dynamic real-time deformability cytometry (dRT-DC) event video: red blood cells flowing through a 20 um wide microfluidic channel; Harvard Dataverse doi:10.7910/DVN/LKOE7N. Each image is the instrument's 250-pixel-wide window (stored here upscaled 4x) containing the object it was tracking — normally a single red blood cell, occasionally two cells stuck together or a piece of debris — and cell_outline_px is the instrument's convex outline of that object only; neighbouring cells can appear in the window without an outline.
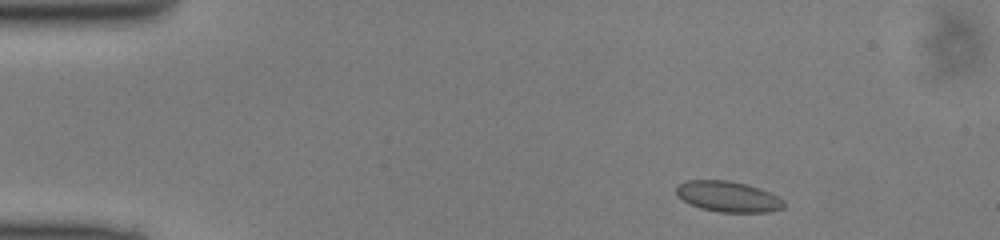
{"species": "common noctule bat (a hibernating species)", "species_latin": "Nyctalus noctula", "temperature_condition": "cold", "stored_images_in_passage": 44, "camera_frame_rate_fps": 3000, "um_per_image_px": 0.085, "animal": {"sex": "male", "body_mass_g": 13.0, "forearm_length_mm": 53.1}, "frame": {"image": 1, "passage_image": 2, "time_ms": 0.333, "image_size_px": [1000, 240], "cell_outline_px": [[784, 208], [768, 212], [720, 212], [700, 208], [684, 200], [676, 192], [676, 188], [680, 184], [688, 180], [728, 180], [744, 184], [768, 192], [784, 200]], "centroid_in_image_um": [61.9, 16.72], "position_along_channel_um": 23.1, "area_um2": 18.84}}
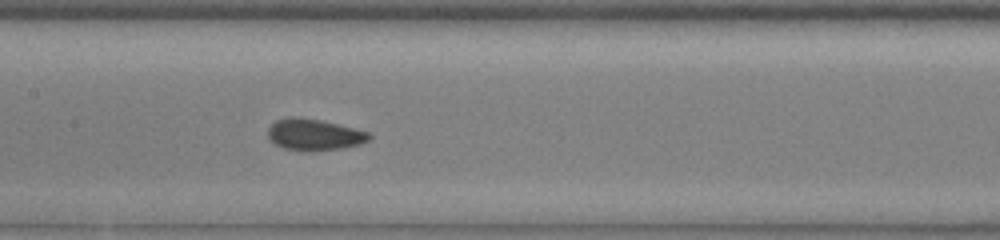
{"frame": {"image": 2, "passage_image": 19, "time_ms": 6.0, "image_size_px": [1000, 240], "cell_outline_px": [[372, 136], [368, 140], [360, 144], [344, 148], [312, 152], [284, 148], [276, 144], [268, 136], [268, 128], [276, 120], [292, 116], [320, 120], [368, 132]], "centroid_in_image_um": [26.7, 11.46], "position_along_channel_um": 180.7, "area_um2": 18.38}}
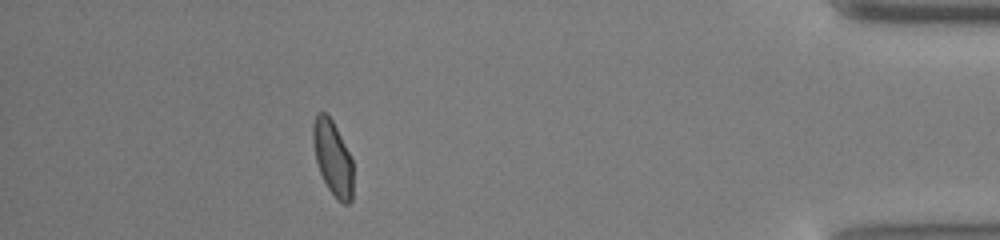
{"frame": {"image": 3, "passage_image": 39, "time_ms": 12.667, "image_size_px": [1000, 240], "cell_outline_px": [[352, 200], [348, 204], [344, 204], [328, 188], [320, 172], [316, 160], [312, 140], [312, 124], [316, 112], [324, 112], [332, 120], [352, 160]], "centroid_in_image_um": [28.25, 13.39], "position_along_channel_um": 406.9, "area_um2": 17.11}}